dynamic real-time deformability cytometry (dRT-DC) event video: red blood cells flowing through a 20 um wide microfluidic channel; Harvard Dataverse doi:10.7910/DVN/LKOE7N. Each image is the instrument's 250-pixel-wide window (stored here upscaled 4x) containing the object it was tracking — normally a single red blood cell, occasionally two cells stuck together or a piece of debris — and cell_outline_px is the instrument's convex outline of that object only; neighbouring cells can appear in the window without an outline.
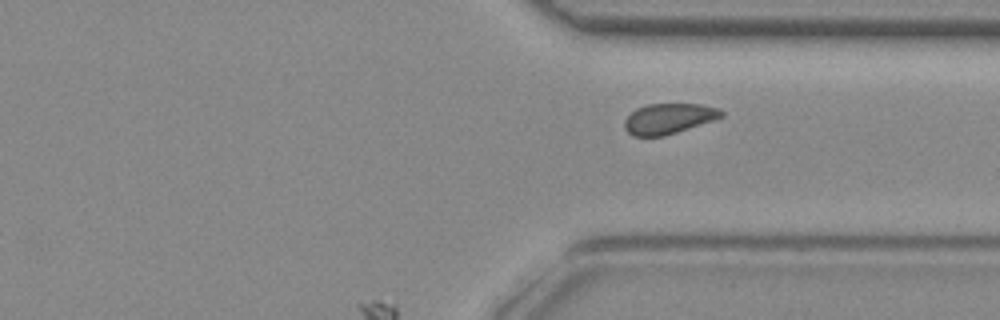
{"species": "common noctule bat (a hibernating species)", "species_latin": "Nyctalus noctula", "temperature_condition": "room temperature", "stored_images_in_passage": 37, "camera_frame_rate_fps": 3000, "um_per_image_px": 0.085, "animal": {"sex": "female", "body_mass_g": 29.2, "forearm_length_mm": 56.3}, "frame": {"image": 1, "passage_image": 37, "time_ms": 12.0, "image_size_px": [1000, 320], "cell_outline_px": [[724, 116], [664, 136], [632, 136], [624, 128], [624, 120], [636, 108], [648, 104], [700, 104], [720, 108], [724, 112]], "centroid_in_image_um": [56.82, 10.07], "position_along_channel_um": 354.6, "area_um2": 17.05}}